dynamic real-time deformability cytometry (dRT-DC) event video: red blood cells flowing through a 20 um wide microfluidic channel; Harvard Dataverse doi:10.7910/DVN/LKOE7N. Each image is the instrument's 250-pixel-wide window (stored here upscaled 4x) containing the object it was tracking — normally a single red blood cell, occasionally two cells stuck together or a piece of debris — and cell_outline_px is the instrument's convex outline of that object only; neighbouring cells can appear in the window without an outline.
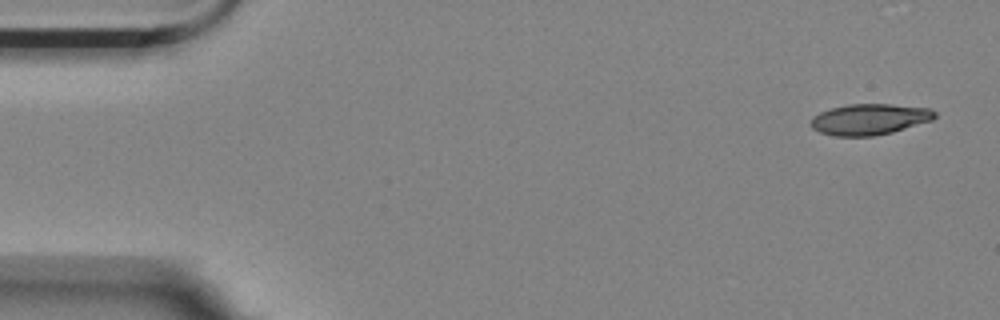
{"species": "Egyptian fruit bat (a non-hibernating species)", "species_latin": "Rousettus aegyptiacus", "temperature_condition": "room temperature", "stored_images_in_passage": 6, "segment_of_instrument_passage": [2, 2], "camera_frame_rate_fps": 3000, "um_per_image_px": 0.085, "animal": {"sex": "female"}, "frame": {"image": 1, "passage_image": 6, "time_ms": 1.667, "image_size_px": [1000, 320], "cell_outline_px": [[936, 116], [932, 120], [892, 132], [872, 136], [836, 136], [820, 132], [812, 128], [808, 124], [812, 116], [820, 112], [832, 108], [848, 104], [892, 104], [932, 108], [936, 112]], "centroid_in_image_um": [73.9, 10.13], "position_along_channel_um": 11.1, "area_um2": 22.48}}